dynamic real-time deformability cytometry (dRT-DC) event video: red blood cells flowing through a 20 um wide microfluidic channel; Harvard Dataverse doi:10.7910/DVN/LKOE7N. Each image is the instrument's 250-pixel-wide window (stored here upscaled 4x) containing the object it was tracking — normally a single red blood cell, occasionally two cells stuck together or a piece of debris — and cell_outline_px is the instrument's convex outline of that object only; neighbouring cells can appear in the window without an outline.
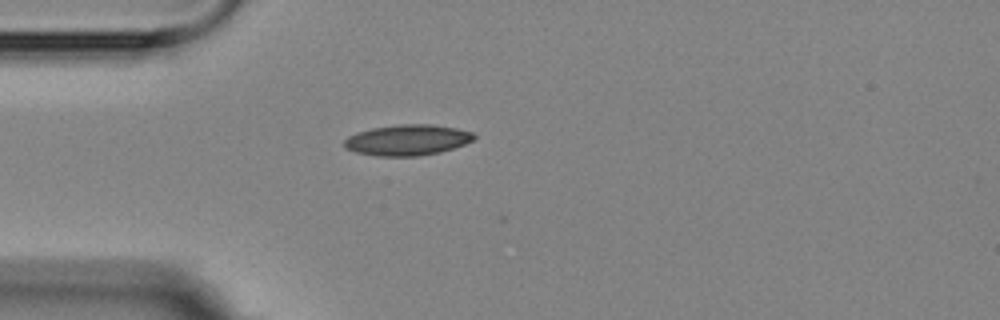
{"species": "Egyptian fruit bat (a non-hibernating species)", "species_latin": "Rousettus aegyptiacus", "temperature_condition": "room temperature", "stored_images_in_passage": 5, "camera_frame_rate_fps": 3000, "um_per_image_px": 0.085, "animal": {"sex": "female"}, "frame": {"image": 1, "passage_image": 5, "time_ms": 5.667, "image_size_px": [1000, 320], "cell_outline_px": [[476, 136], [472, 140], [464, 144], [440, 152], [416, 156], [376, 156], [356, 152], [344, 148], [344, 140], [348, 136], [356, 132], [372, 128], [400, 124], [432, 124], [456, 128], [472, 132]], "centroid_in_image_um": [34.59, 11.9], "position_along_channel_um": 50.4, "area_um2": 23.24}}